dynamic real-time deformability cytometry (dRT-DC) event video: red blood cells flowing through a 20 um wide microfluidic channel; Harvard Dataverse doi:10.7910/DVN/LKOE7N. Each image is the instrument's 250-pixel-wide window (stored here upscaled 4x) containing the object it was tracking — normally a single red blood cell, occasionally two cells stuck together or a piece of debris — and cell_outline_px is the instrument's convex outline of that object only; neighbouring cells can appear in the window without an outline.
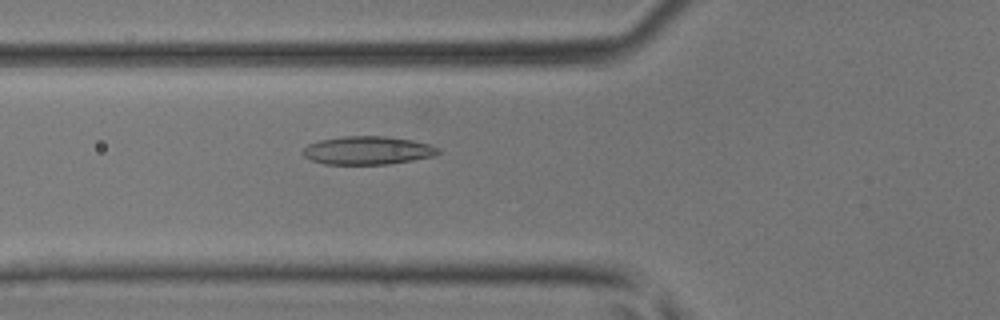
{"species": "common noctule bat (a hibernating species)", "species_latin": "Nyctalus noctula", "temperature_condition": "room temperature", "stored_images_in_passage": 30, "camera_frame_rate_fps": 3000, "um_per_image_px": 0.085, "animal": {"sex": "male", "body_mass_g": 17.9, "forearm_length_mm": 54.2}, "frame": {"image": 1, "passage_image": 4, "time_ms": 1.0, "image_size_px": [1000, 320], "cell_outline_px": [[440, 152], [436, 156], [388, 164], [324, 164], [312, 160], [304, 156], [300, 152], [308, 144], [320, 140], [344, 136], [384, 136], [412, 140], [428, 144], [440, 148]], "centroid_in_image_um": [31.25, 12.78], "position_along_channel_um": 94.6, "area_um2": 22.31}}
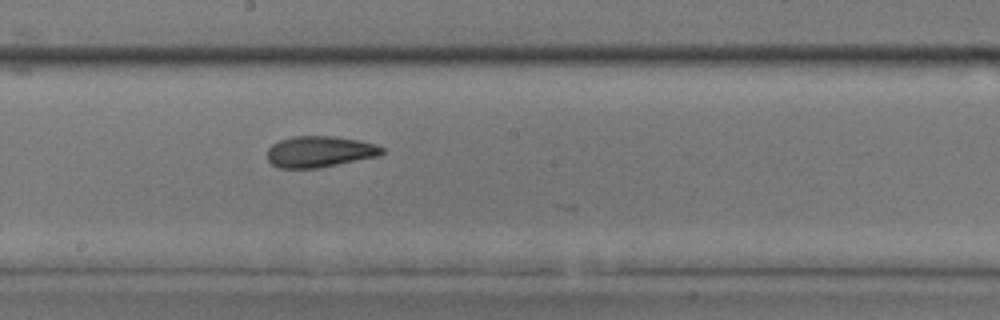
{"frame": {"image": 2, "passage_image": 13, "time_ms": 4.0, "image_size_px": [1000, 320], "cell_outline_px": [[384, 152], [380, 156], [316, 168], [280, 168], [272, 164], [268, 160], [268, 148], [272, 144], [280, 140], [292, 136], [332, 136], [356, 140], [376, 144], [384, 148]], "centroid_in_image_um": [27.17, 12.89], "position_along_channel_um": 221.0, "area_um2": 20.75}}
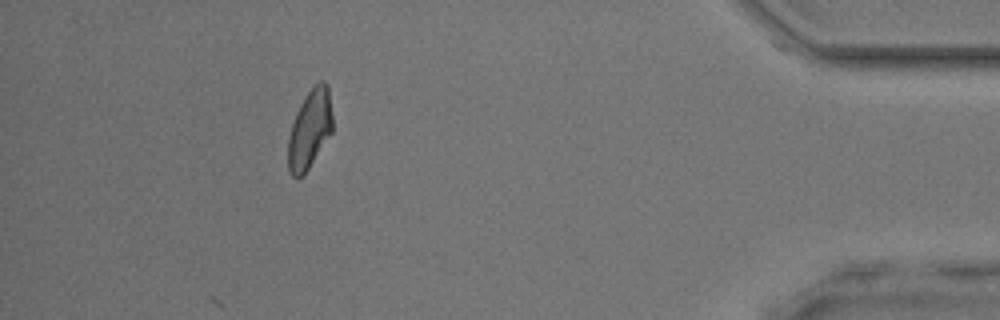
{"frame": {"image": 3, "passage_image": 30, "time_ms": 9.667, "image_size_px": [1000, 320], "cell_outline_px": [[332, 132], [308, 168], [296, 180], [292, 176], [288, 168], [288, 136], [296, 112], [304, 96], [320, 80], [324, 80], [328, 84], [332, 116]], "centroid_in_image_um": [26.32, 10.96], "position_along_channel_um": 408.9, "area_um2": 20.29}, "authors_computed_cell_mechanics": {"area_um2": 20.7502, "velocity_mm_per_s": 4.2278, "shape_relaxation_time_tau1_ms": 6.3596, "shape_relaxation_time_tau2_ms": 2.3915, "deformation_change_tau1": 0.1678, "deformation_change_tau2": 0.0867}}